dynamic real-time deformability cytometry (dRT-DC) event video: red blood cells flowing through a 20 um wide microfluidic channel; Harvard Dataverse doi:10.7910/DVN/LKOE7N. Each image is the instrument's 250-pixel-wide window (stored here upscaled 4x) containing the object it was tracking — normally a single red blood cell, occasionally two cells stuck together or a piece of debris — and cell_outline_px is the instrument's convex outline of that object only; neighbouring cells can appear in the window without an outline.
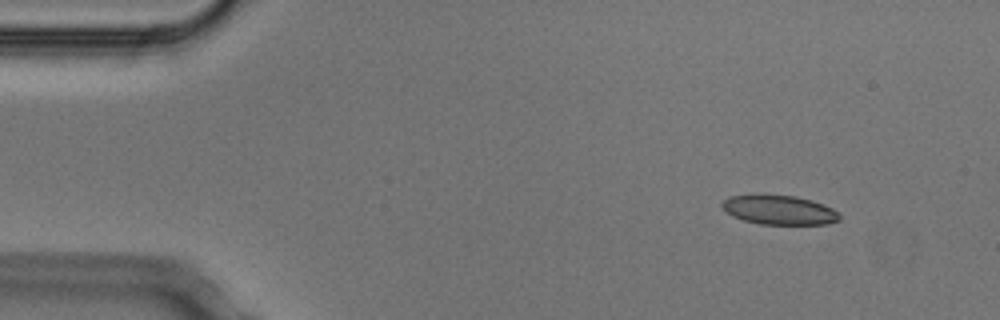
{"species": "Egyptian fruit bat (a non-hibernating species)", "species_latin": "Rousettus aegyptiacus", "temperature_condition": "cold", "stored_images_in_passage": 8, "camera_frame_rate_fps": 3000, "um_per_image_px": 0.085, "animal": {"sex": "male"}, "frame": {"image": 1, "passage_image": 1, "time_ms": 0.0, "image_size_px": [1000, 320], "cell_outline_px": [[840, 220], [828, 224], [760, 224], [744, 220], [732, 216], [720, 204], [728, 196], [756, 192], [796, 196], [812, 200], [824, 204], [832, 208], [840, 216]], "centroid_in_image_um": [66.19, 17.8], "position_along_channel_um": 18.8, "area_um2": 20.63}}
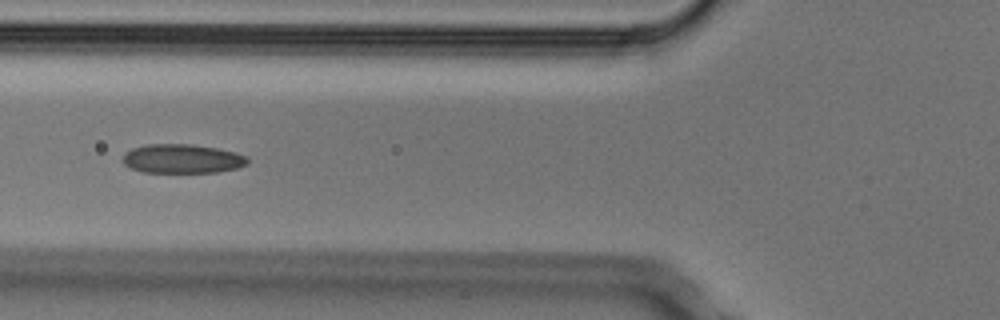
{"frame": {"image": 2, "passage_image": 5, "time_ms": 1.333, "image_size_px": [1000, 320], "cell_outline_px": [[248, 164], [236, 168], [216, 172], [144, 172], [132, 168], [124, 164], [124, 152], [132, 148], [148, 144], [192, 144], [216, 148], [236, 152], [248, 156]], "centroid_in_image_um": [15.51, 13.48], "position_along_channel_um": 110.3, "area_um2": 21.1}}
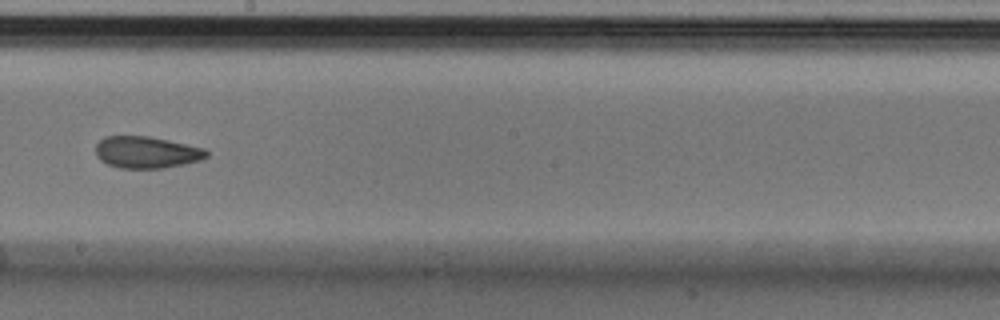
{"frame": {"image": 3, "passage_image": 8, "time_ms": 2.333, "image_size_px": [1000, 320], "cell_outline_px": [[208, 156], [200, 160], [184, 164], [164, 168], [120, 168], [108, 164], [100, 160], [96, 156], [96, 144], [104, 136], [148, 136], [168, 140], [204, 148], [208, 152]], "centroid_in_image_um": [12.44, 12.94], "position_along_channel_um": 235.8, "area_um2": 20.52}}